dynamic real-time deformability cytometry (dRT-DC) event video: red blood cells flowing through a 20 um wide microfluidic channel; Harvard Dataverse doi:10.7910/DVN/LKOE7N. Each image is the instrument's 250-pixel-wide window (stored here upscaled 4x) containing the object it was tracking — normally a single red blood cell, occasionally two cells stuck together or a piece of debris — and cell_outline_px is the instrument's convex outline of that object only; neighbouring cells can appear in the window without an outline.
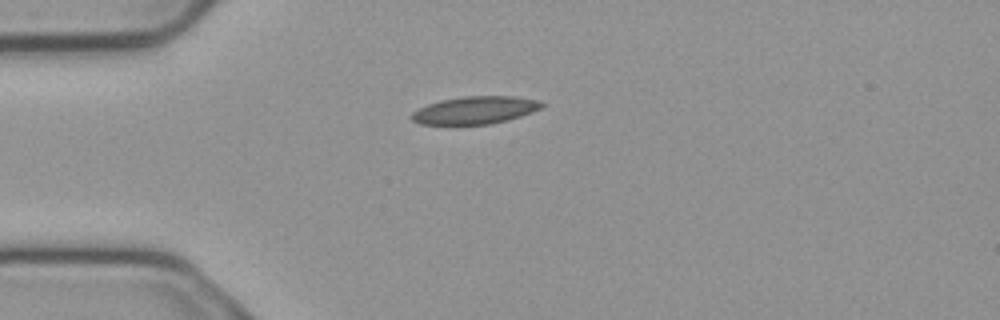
{"species": "common noctule bat (a hibernating species)", "species_latin": "Nyctalus noctula", "temperature_condition": "cold", "stored_images_in_passage": 3, "camera_frame_rate_fps": 3000, "um_per_image_px": 0.085, "animal": {"sex": "male", "body_mass_g": 23.1, "forearm_length_mm": 52.7}, "frame": {"image": 1, "passage_image": 1, "time_ms": 0.0, "image_size_px": [1000, 320], "cell_outline_px": [[544, 104], [540, 108], [532, 112], [520, 116], [488, 124], [420, 124], [412, 120], [408, 116], [412, 112], [428, 104], [440, 100], [464, 96], [512, 96], [536, 100]], "centroid_in_image_um": [40.32, 9.36], "position_along_channel_um": 44.7, "area_um2": 20.63}}
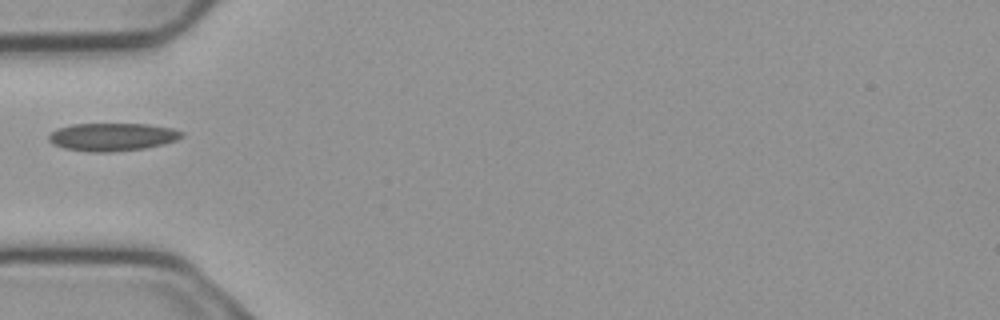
{"frame": {"image": 2, "passage_image": 2, "time_ms": 0.333, "image_size_px": [1000, 320], "cell_outline_px": [[184, 136], [176, 140], [164, 144], [144, 148], [108, 152], [92, 152], [64, 148], [52, 144], [48, 140], [48, 136], [56, 128], [72, 124], [148, 124], [172, 128], [184, 132]], "centroid_in_image_um": [9.54, 11.63], "position_along_channel_um": 75.5, "area_um2": 21.68}}
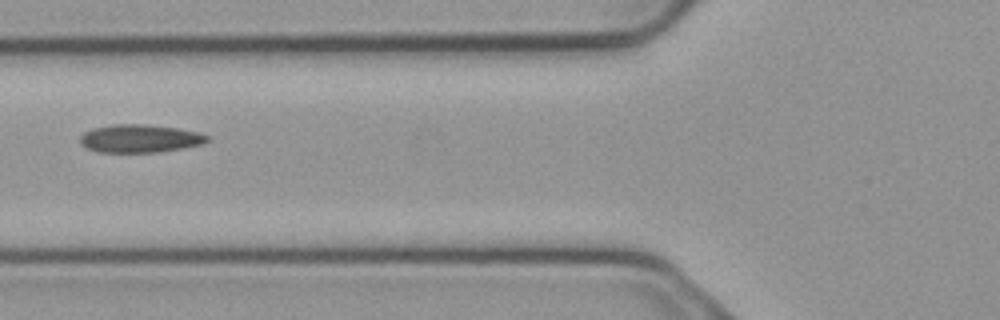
{"frame": {"image": 3, "passage_image": 3, "time_ms": 0.667, "image_size_px": [1000, 320], "cell_outline_px": [[212, 136], [204, 144], [184, 148], [156, 152], [96, 152], [80, 144], [80, 136], [84, 132], [92, 128], [112, 124], [144, 124], [180, 128], [200, 132]], "centroid_in_image_um": [11.93, 11.76], "position_along_channel_um": 113.9, "area_um2": 21.1}}